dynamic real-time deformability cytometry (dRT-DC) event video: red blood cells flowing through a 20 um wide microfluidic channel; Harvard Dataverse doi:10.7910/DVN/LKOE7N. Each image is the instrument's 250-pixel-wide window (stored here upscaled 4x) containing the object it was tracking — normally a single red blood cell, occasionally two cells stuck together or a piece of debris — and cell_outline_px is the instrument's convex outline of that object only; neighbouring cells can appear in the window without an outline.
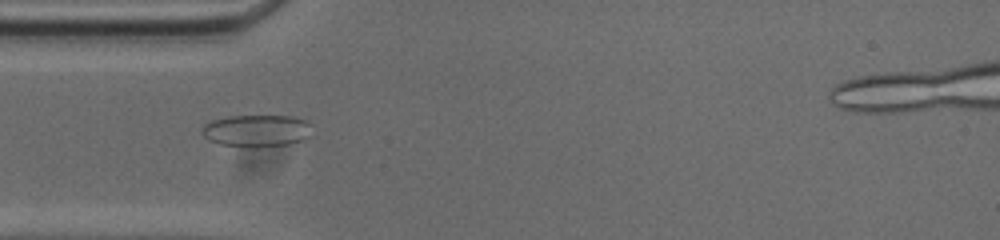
{"species": "common noctule bat (a hibernating species)", "species_latin": "Nyctalus noctula", "temperature_condition": "cold", "stored_images_in_passage": 41, "camera_frame_rate_fps": 3000, "um_per_image_px": 0.085, "animal": {"sex": "male", "body_mass_g": 20.0, "forearm_length_mm": 53.3}, "frame": {"image": 1, "passage_image": 3, "time_ms": 0.667, "image_size_px": [1000, 240], "cell_outline_px": [[312, 136], [304, 140], [288, 144], [256, 148], [252, 148], [220, 144], [208, 140], [200, 132], [204, 124], [212, 120], [228, 116], [296, 116], [308, 120]], "centroid_in_image_um": [21.84, 11.12], "position_along_channel_um": 63.2, "area_um2": 21.04}}
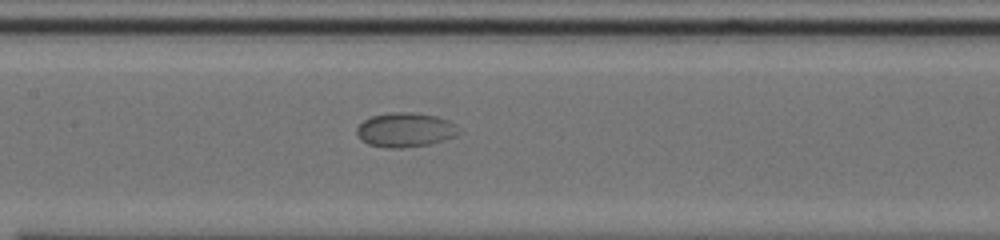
{"frame": {"image": 2, "passage_image": 12, "time_ms": 3.667, "image_size_px": [1000, 240], "cell_outline_px": [[460, 132], [456, 136], [428, 144], [400, 148], [384, 148], [368, 144], [360, 140], [356, 132], [356, 128], [364, 120], [372, 116], [396, 112], [412, 112], [436, 116], [448, 120], [456, 124]], "centroid_in_image_um": [34.43, 11.04], "position_along_channel_um": 173.0, "area_um2": 20.4}}
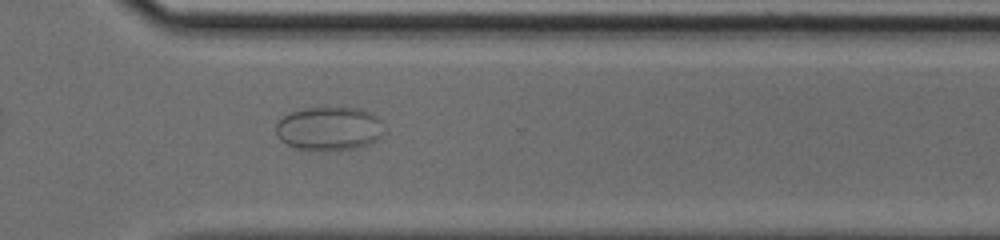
{"frame": {"image": 3, "passage_image": 26, "time_ms": 8.333, "image_size_px": [1000, 240], "cell_outline_px": [[380, 136], [376, 140], [368, 144], [356, 148], [324, 152], [296, 148], [280, 140], [276, 132], [276, 124], [284, 116], [292, 112], [308, 108], [356, 108], [372, 112], [376, 116]], "centroid_in_image_um": [27.91, 10.96], "position_along_channel_um": 342.7, "area_um2": 27.11}}